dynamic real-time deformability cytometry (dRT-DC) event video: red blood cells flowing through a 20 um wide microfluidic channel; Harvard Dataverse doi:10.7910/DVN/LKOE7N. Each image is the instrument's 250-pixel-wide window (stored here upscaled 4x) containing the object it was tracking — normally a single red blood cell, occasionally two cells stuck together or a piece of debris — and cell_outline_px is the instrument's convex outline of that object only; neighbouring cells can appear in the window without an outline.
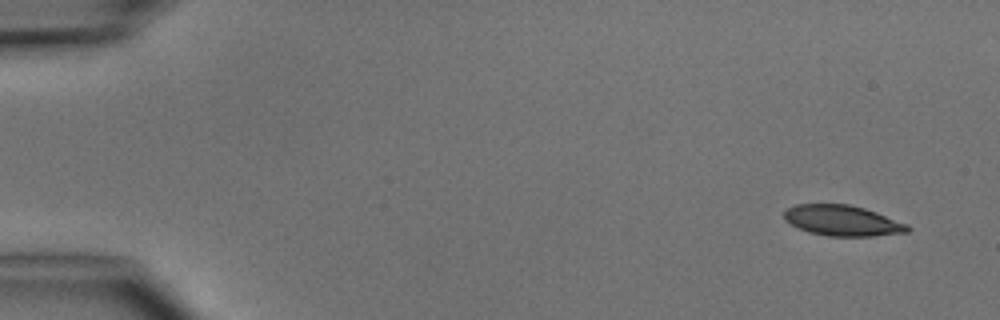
{"species": "common noctule bat (a hibernating species)", "species_latin": "Nyctalus noctula", "temperature_condition": "cold", "stored_images_in_passage": 4, "camera_frame_rate_fps": 3000, "um_per_image_px": 0.085, "animal": {"sex": "male", "body_mass_g": 15.6}, "frame": {"image": 1, "passage_image": 1, "time_ms": 0.0, "image_size_px": [1000, 320], "cell_outline_px": [[912, 228], [908, 232], [872, 236], [828, 236], [808, 232], [796, 228], [784, 220], [784, 212], [788, 208], [796, 204], [848, 204], [864, 208], [876, 212], [908, 224]], "centroid_in_image_um": [71.59, 18.75], "position_along_channel_um": 13.4, "area_um2": 22.14}}
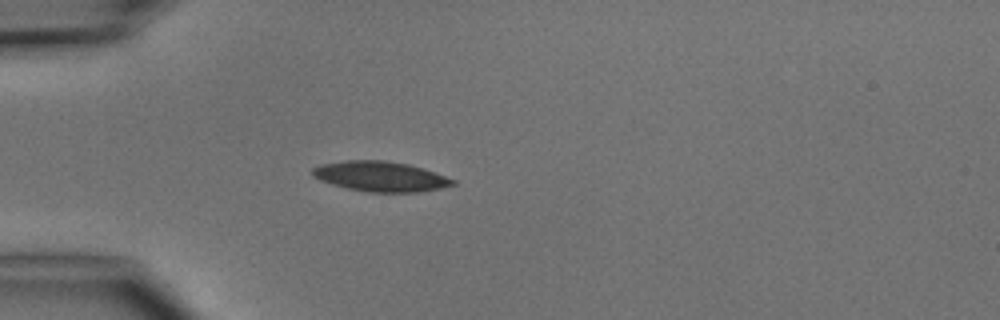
{"frame": {"image": 2, "passage_image": 4, "time_ms": 3.667, "image_size_px": [1000, 320], "cell_outline_px": [[456, 184], [440, 188], [420, 192], [368, 192], [348, 188], [332, 184], [320, 180], [312, 176], [312, 168], [320, 164], [344, 160], [384, 160], [408, 164], [424, 168], [456, 180]], "centroid_in_image_um": [32.34, 14.99], "position_along_channel_um": 52.7, "area_um2": 24.68}}